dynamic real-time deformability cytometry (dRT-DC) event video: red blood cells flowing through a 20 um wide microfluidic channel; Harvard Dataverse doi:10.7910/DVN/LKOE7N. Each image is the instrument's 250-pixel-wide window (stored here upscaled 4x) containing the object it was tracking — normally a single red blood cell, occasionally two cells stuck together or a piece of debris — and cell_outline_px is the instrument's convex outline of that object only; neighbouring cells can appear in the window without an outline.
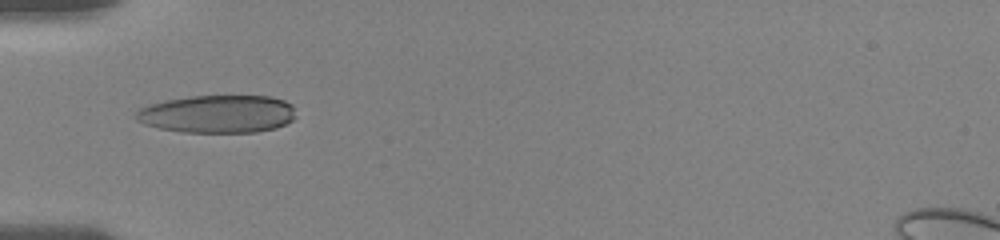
{"species": "human", "species_latin": "Homo sapiens", "temperature_condition": "room temperature", "stored_images_in_passage": 34, "camera_frame_rate_fps": 3000, "um_per_image_px": 0.085, "donor": {"sex": "female"}, "frame": {"image": 1, "passage_image": 1, "time_ms": 0.0, "image_size_px": [1000, 240], "cell_outline_px": [[296, 116], [292, 120], [276, 128], [256, 132], [184, 132], [160, 128], [144, 124], [136, 120], [136, 112], [140, 108], [148, 104], [164, 100], [188, 96], [272, 96], [284, 100], [292, 104]], "centroid_in_image_um": [18.5, 9.68], "position_along_channel_um": 66.5, "area_um2": 35.43}}
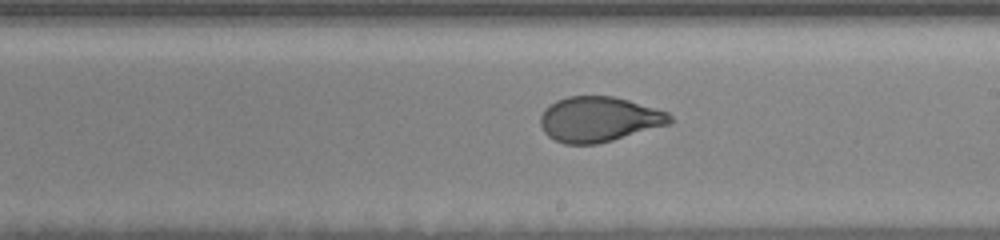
{"frame": {"image": 2, "passage_image": 20, "time_ms": 4.667, "image_size_px": [1000, 240], "cell_outline_px": [[672, 124], [612, 140], [596, 144], [564, 144], [548, 136], [544, 132], [540, 124], [540, 116], [544, 108], [556, 100], [568, 96], [612, 96], [628, 100], [668, 112], [672, 116]], "centroid_in_image_um": [50.9, 10.14], "position_along_channel_um": 238.1, "area_um2": 34.16}}
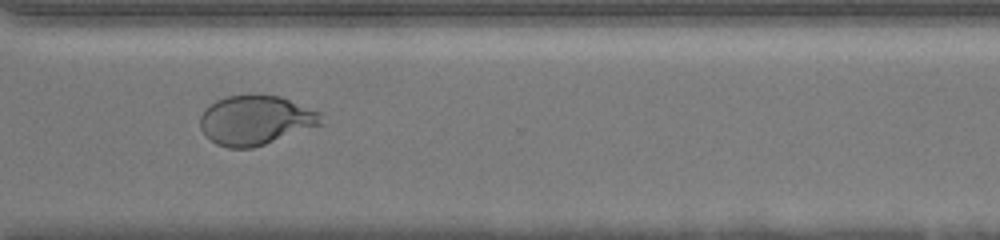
{"frame": {"image": 3, "passage_image": 33, "time_ms": 7.667, "image_size_px": [1000, 240], "cell_outline_px": [[324, 124], [252, 148], [228, 148], [216, 144], [200, 128], [200, 116], [204, 108], [216, 100], [228, 96], [280, 96], [320, 112]], "centroid_in_image_um": [21.72, 10.23], "position_along_channel_um": 348.9, "area_um2": 34.51}}